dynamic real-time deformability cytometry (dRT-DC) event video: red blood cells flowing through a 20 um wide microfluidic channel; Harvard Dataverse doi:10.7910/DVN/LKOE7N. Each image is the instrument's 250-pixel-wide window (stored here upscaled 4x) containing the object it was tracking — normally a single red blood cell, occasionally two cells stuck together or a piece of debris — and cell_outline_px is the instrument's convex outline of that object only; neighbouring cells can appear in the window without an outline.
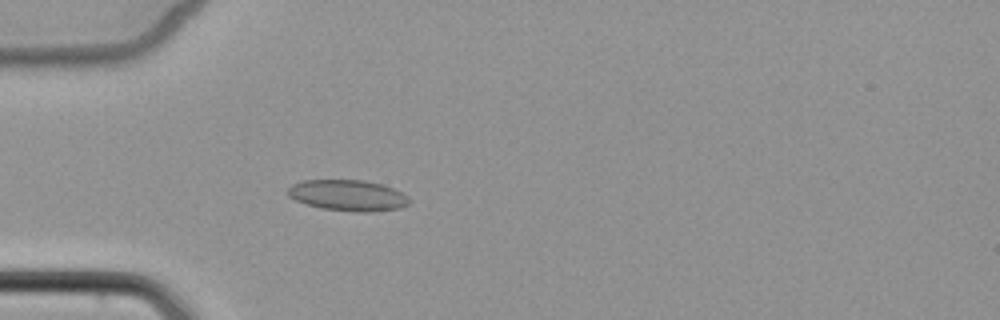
{"species": "common noctule bat (a hibernating species)", "species_latin": "Nyctalus noctula", "temperature_condition": "cold", "stored_images_in_passage": 2, "camera_frame_rate_fps": 3000, "um_per_image_px": 0.085, "animal": {"sex": "female", "body_mass_g": 22.7, "forearm_length_mm": 54.2}, "frame": {"image": 1, "passage_image": 2, "time_ms": 1.333, "image_size_px": [1000, 320], "cell_outline_px": [[412, 200], [408, 204], [400, 208], [372, 212], [360, 212], [320, 208], [296, 200], [288, 196], [288, 188], [292, 184], [300, 180], [364, 180], [380, 184], [392, 188], [408, 196]], "centroid_in_image_um": [29.58, 16.6], "position_along_channel_um": 55.4, "area_um2": 21.91}}